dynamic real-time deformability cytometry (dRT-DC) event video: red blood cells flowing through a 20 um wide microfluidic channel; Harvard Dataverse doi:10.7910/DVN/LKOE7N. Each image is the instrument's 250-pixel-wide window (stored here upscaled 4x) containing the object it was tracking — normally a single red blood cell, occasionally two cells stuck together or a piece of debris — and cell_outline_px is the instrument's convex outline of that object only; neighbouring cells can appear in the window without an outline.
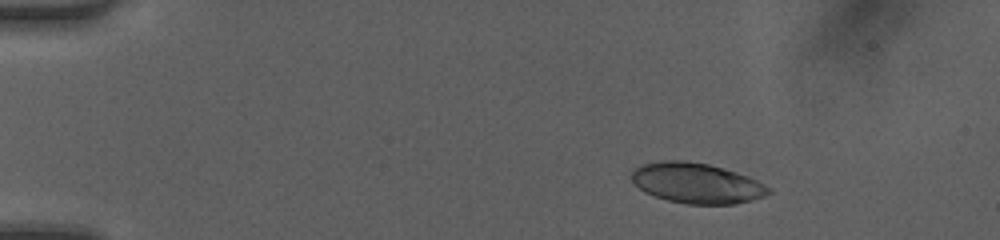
{"species": "human", "species_latin": "Homo sapiens", "temperature_condition": "room temperature", "stored_images_in_passage": 43, "camera_frame_rate_fps": 3000, "um_per_image_px": 0.085, "donor": {"sex": "female"}, "frame": {"image": 1, "passage_image": 2, "time_ms": 0.333, "image_size_px": [1000, 240], "cell_outline_px": [[772, 192], [764, 196], [752, 200], [736, 204], [688, 204], [668, 200], [644, 192], [628, 176], [640, 164], [660, 160], [684, 160], [708, 164], [736, 172], [748, 176], [764, 184]], "centroid_in_image_um": [59.19, 15.56], "position_along_channel_um": 25.8, "area_um2": 32.19}}
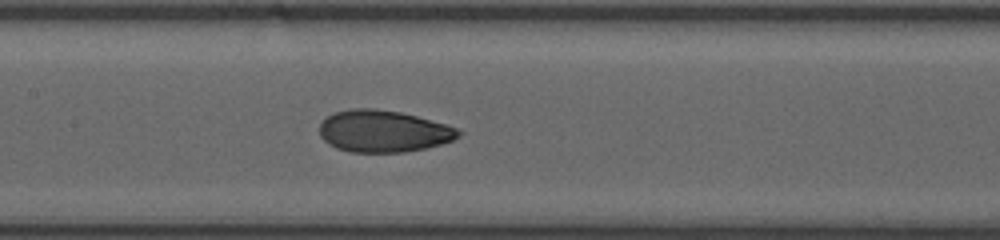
{"frame": {"image": 2, "passage_image": 19, "time_ms": 6.0, "image_size_px": [1000, 240], "cell_outline_px": [[464, 132], [460, 136], [452, 140], [440, 144], [424, 148], [404, 152], [352, 152], [336, 148], [328, 144], [320, 136], [320, 124], [328, 116], [336, 112], [352, 108], [376, 108], [400, 112], [416, 116], [460, 128]], "centroid_in_image_um": [32.6, 11.15], "position_along_channel_um": 174.8, "area_um2": 33.93}}
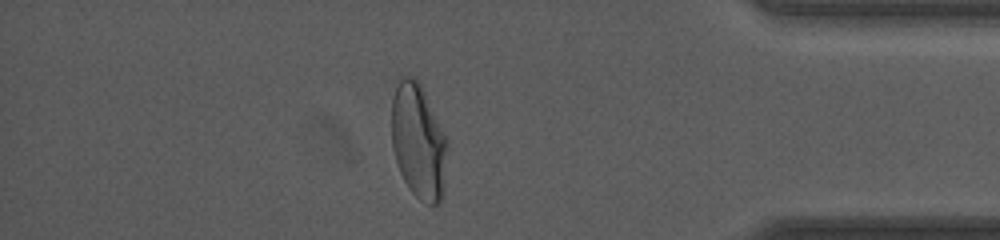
{"frame": {"image": 3, "passage_image": 37, "time_ms": 12.0, "image_size_px": [1000, 240], "cell_outline_px": [[448, 148], [444, 196], [440, 204], [428, 204], [420, 200], [408, 188], [400, 172], [392, 148], [392, 100], [400, 76], [412, 76], [420, 84], [424, 92], [448, 144]], "centroid_in_image_um": [35.58, 12.09], "position_along_channel_um": 399.6, "area_um2": 37.28}, "authors_computed_cell_mechanics": {"area_um2": 33.813, "velocity_mm_per_s": 4.2143, "shape_relaxation_time_tau1_ms": 4.2046, "shape_relaxation_time_tau2_ms": 0.9115, "deformation_change_tau1": 0.1629, "deformation_change_tau2": 0.0586}}